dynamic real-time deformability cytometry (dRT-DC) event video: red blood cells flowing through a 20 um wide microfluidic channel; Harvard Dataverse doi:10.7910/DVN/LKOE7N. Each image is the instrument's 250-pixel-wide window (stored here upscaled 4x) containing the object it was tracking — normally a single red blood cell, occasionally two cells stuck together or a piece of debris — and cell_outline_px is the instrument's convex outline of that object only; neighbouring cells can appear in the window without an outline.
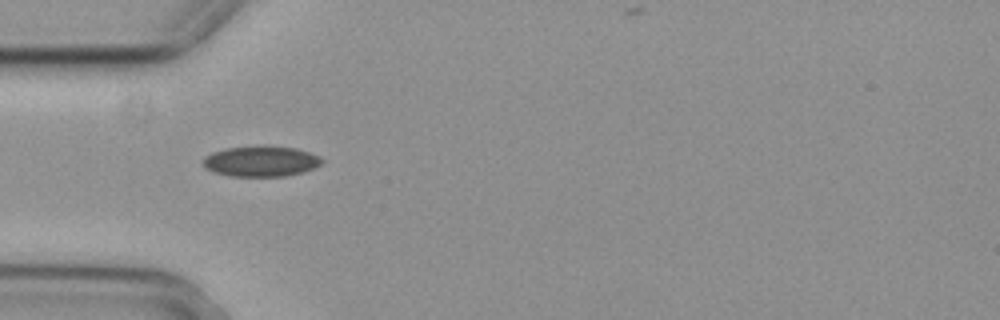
{"species": "common noctule bat (a hibernating species)", "species_latin": "Nyctalus noctula", "temperature_condition": "cold", "stored_images_in_passage": 4, "camera_frame_rate_fps": 3000, "um_per_image_px": 0.085, "animal": {"sex": "female", "body_mass_g": 29.2, "forearm_length_mm": 56.3}, "frame": {"image": 1, "passage_image": 4, "time_ms": 1.0, "image_size_px": [1000, 320], "cell_outline_px": [[324, 160], [320, 164], [304, 172], [284, 176], [232, 176], [212, 172], [204, 168], [204, 156], [212, 152], [224, 148], [260, 144], [264, 144], [296, 148], [320, 156]], "centroid_in_image_um": [22.16, 13.68], "position_along_channel_um": 62.8, "area_um2": 21.62}}